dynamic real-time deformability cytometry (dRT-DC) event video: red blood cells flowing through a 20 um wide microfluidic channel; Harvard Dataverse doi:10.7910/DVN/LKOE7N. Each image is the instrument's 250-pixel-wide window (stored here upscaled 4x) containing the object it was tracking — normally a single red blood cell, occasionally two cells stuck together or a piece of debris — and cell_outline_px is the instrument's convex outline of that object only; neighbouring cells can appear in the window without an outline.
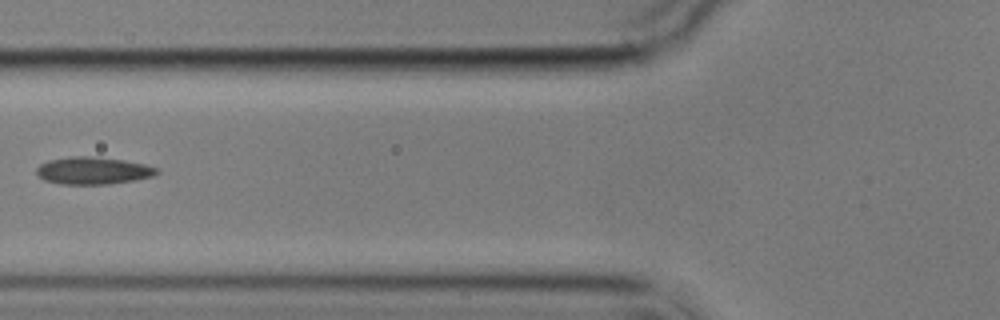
{"species": "common noctule bat (a hibernating species)", "species_latin": "Nyctalus noctula", "temperature_condition": "cold", "stored_images_in_passage": 8, "camera_frame_rate_fps": 3000, "um_per_image_px": 0.085, "animal": {"sex": "male", "body_mass_g": 17.9}, "frame": {"image": 1, "passage_image": 6, "time_ms": 6.0, "image_size_px": [1000, 320], "cell_outline_px": [[160, 172], [152, 176], [136, 180], [108, 184], [60, 184], [44, 180], [36, 172], [36, 168], [40, 164], [48, 160], [72, 156], [88, 156], [124, 160], [144, 164], [160, 168]], "centroid_in_image_um": [7.93, 14.5], "position_along_channel_um": 117.9, "area_um2": 19.19}}
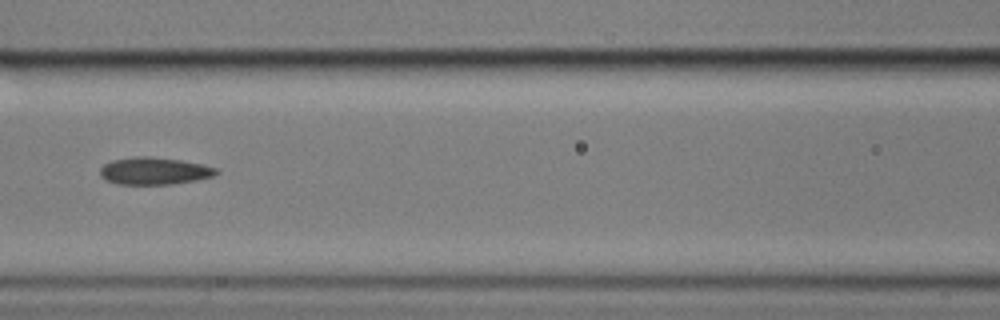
{"frame": {"image": 2, "passage_image": 7, "time_ms": 7.0, "image_size_px": [1000, 320], "cell_outline_px": [[220, 172], [212, 176], [196, 180], [172, 184], [116, 184], [100, 176], [100, 168], [104, 164], [112, 160], [136, 156], [148, 156], [180, 160], [204, 164], [216, 168]], "centroid_in_image_um": [13.11, 14.52], "position_along_channel_um": 153.5, "area_um2": 18.44}}
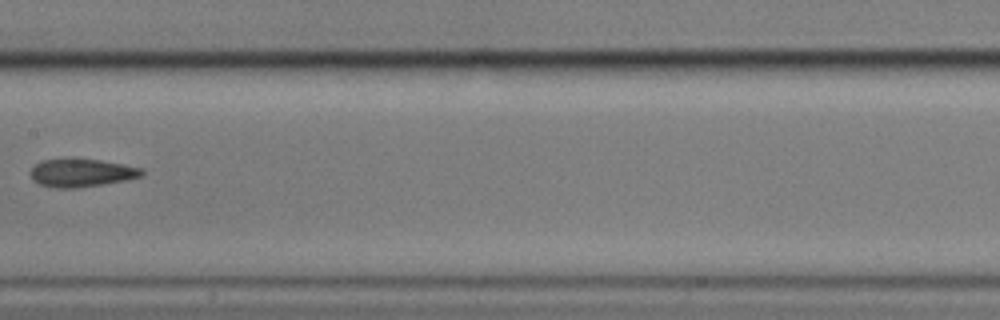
{"frame": {"image": 3, "passage_image": 8, "time_ms": 8.333, "image_size_px": [1000, 320], "cell_outline_px": [[144, 176], [128, 180], [104, 184], [76, 188], [56, 188], [40, 184], [32, 180], [28, 172], [36, 164], [44, 160], [64, 156], [68, 156], [100, 160], [124, 164], [144, 168]], "centroid_in_image_um": [6.93, 14.66], "position_along_channel_um": 200.5, "area_um2": 19.02}}